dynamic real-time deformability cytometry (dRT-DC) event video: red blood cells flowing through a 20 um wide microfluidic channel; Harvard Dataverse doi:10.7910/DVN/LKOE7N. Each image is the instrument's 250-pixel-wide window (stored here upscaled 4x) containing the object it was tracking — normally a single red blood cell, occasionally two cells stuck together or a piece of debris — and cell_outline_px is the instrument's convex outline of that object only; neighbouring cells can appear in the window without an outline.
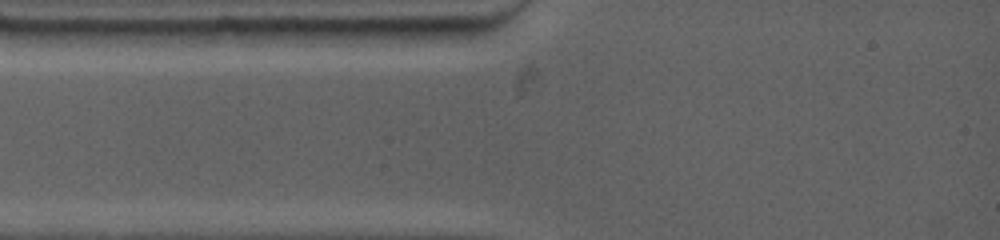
{"species": "common noctule bat (a hibernating species)", "species_latin": "Nyctalus noctula", "temperature_condition": "warm", "stored_images_in_passage": 2, "camera_frame_rate_fps": 4500, "um_per_image_px": 0.085, "animal": {"sex": "female", "body_mass_g": 19.0, "forearm_length_mm": 53.3}, "frame": {"image": 1, "passage_image": 1, "time_ms": 0.0, "image_size_px": [1000, 240], "cell_outline_px": [[472, 32], [464, 36], [416, 48], [380, 44], [352, 28], [468, 28]], "centroid_in_image_um": [35.06, 3.03], "position_along_channel_um": 49.9, "area_um2": 11.44}}